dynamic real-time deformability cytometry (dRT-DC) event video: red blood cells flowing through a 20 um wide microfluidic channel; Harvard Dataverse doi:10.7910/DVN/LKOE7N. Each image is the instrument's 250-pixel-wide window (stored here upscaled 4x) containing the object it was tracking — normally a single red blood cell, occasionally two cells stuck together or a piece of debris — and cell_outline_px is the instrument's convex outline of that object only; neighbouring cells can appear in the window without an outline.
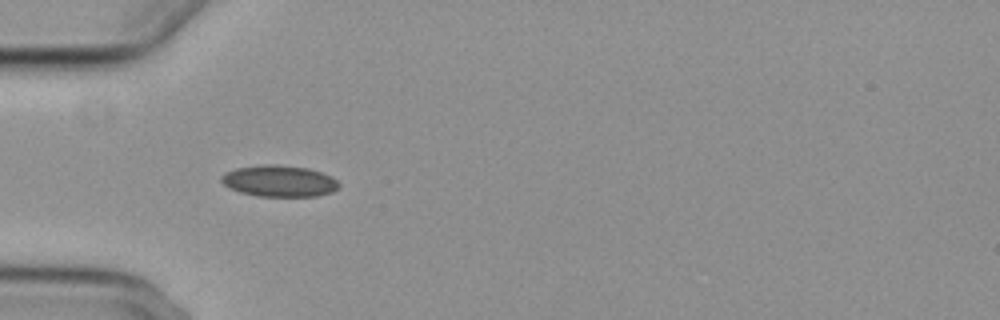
{"species": "common noctule bat (a hibernating species)", "species_latin": "Nyctalus noctula", "temperature_condition": "cold", "stored_images_in_passage": 39, "camera_frame_rate_fps": 3000, "um_per_image_px": 0.085, "animal": {"sex": "female", "body_mass_g": 29.2, "forearm_length_mm": 56.3}, "frame": {"image": 1, "passage_image": 1, "time_ms": 0.0, "image_size_px": [1000, 320], "cell_outline_px": [[340, 184], [332, 192], [316, 196], [256, 196], [240, 192], [224, 184], [220, 180], [220, 176], [224, 172], [236, 168], [264, 164], [276, 164], [308, 168], [332, 176]], "centroid_in_image_um": [23.72, 15.38], "position_along_channel_um": 61.3, "area_um2": 21.5}}
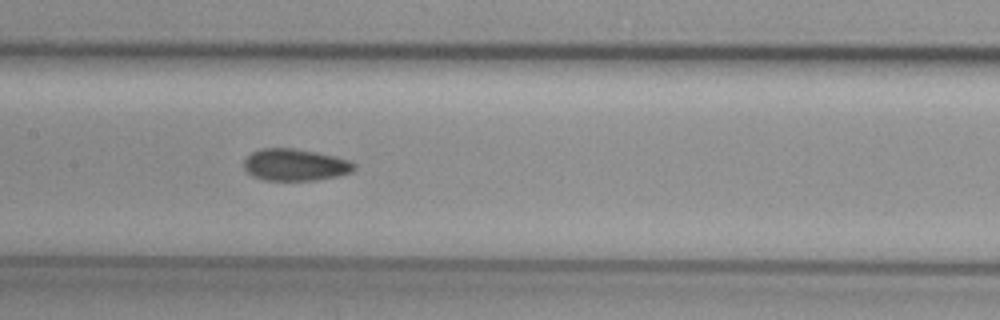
{"frame": {"image": 2, "passage_image": 11, "time_ms": 3.333, "image_size_px": [1000, 320], "cell_outline_px": [[356, 168], [352, 172], [336, 176], [316, 180], [264, 180], [252, 176], [244, 168], [244, 160], [252, 152], [264, 148], [292, 148], [316, 152], [348, 160], [356, 164]], "centroid_in_image_um": [25.08, 14.01], "position_along_channel_um": 182.3, "area_um2": 20.35}}
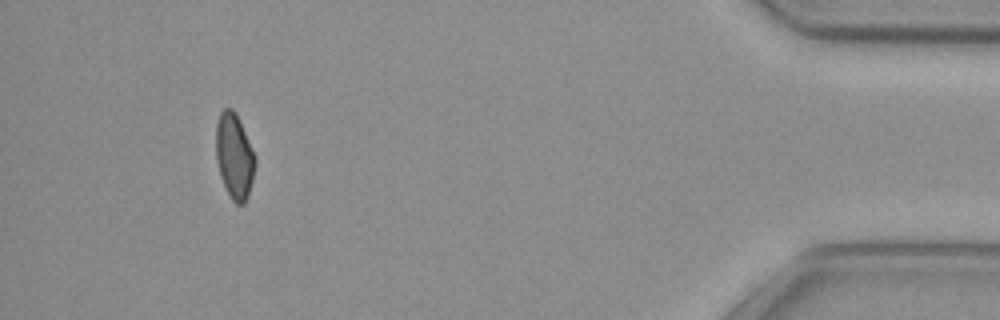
{"frame": {"image": 3, "passage_image": 35, "time_ms": 11.333, "image_size_px": [1000, 320], "cell_outline_px": [[256, 160], [252, 180], [248, 196], [244, 204], [236, 204], [232, 200], [220, 176], [216, 160], [216, 124], [220, 112], [224, 108], [232, 108], [236, 112], [256, 156]], "centroid_in_image_um": [19.92, 13.25], "position_along_channel_um": 415.3, "area_um2": 19.54}, "authors_computed_cell_mechanics": {"area_um2": 20.4034, "velocity_mm_per_s": 3.7322, "shape_relaxation_time_tau1_ms": null, "shape_relaxation_time_tau2_ms": 3.353, "deformation_change_tau1": null, "deformation_change_tau2": 0.0826}}